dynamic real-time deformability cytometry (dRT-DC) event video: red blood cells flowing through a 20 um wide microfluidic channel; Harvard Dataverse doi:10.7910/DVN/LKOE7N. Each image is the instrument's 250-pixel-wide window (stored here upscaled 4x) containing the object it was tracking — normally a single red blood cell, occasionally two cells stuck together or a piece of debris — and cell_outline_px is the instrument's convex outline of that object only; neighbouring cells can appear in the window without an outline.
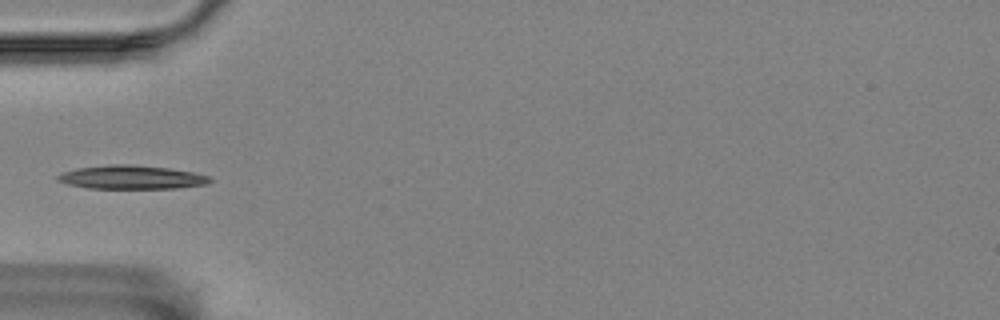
{"species": "Egyptian fruit bat (a non-hibernating species)", "species_latin": "Rousettus aegyptiacus", "temperature_condition": "room temperature", "stored_images_in_passage": 4, "camera_frame_rate_fps": 3000, "um_per_image_px": 0.085, "animal": {"sex": "female"}, "frame": {"image": 1, "passage_image": 3, "time_ms": 2.333, "image_size_px": [1000, 320], "cell_outline_px": [[212, 180], [208, 184], [176, 188], [88, 188], [68, 184], [56, 180], [56, 176], [60, 172], [76, 168], [108, 164], [132, 164], [168, 168], [192, 172], [208, 176]], "centroid_in_image_um": [11.12, 15.06], "position_along_channel_um": 73.9, "area_um2": 21.04}}